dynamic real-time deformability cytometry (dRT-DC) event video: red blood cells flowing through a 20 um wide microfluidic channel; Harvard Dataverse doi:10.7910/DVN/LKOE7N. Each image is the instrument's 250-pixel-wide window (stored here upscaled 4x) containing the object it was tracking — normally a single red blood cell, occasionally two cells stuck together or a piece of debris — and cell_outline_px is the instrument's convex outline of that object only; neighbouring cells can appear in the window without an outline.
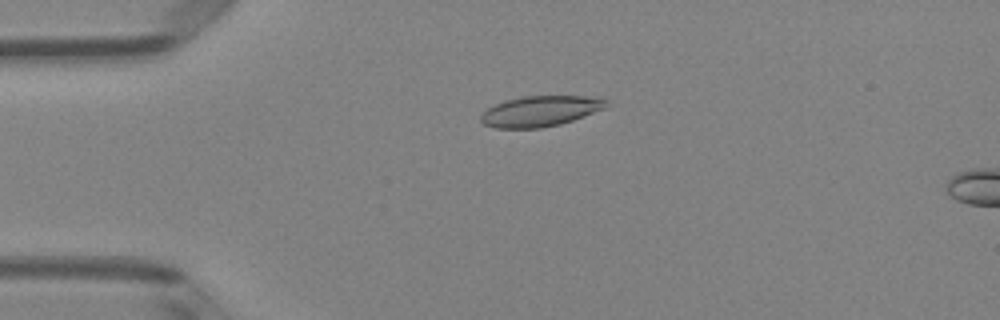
{"species": "Egyptian fruit bat (a non-hibernating species)", "species_latin": "Rousettus aegyptiacus", "temperature_condition": "room temperature", "stored_images_in_passage": 16, "camera_frame_rate_fps": 3000, "um_per_image_px": 0.085, "animal": {"sex": "female"}, "frame": {"image": 1, "passage_image": 12, "time_ms": 3.667, "image_size_px": [1000, 320], "cell_outline_px": [[604, 108], [572, 120], [560, 124], [540, 128], [496, 128], [484, 124], [480, 120], [480, 116], [488, 108], [504, 100], [524, 96], [600, 96], [604, 100]], "centroid_in_image_um": [45.88, 9.44], "position_along_channel_um": 39.1, "area_um2": 22.08}}